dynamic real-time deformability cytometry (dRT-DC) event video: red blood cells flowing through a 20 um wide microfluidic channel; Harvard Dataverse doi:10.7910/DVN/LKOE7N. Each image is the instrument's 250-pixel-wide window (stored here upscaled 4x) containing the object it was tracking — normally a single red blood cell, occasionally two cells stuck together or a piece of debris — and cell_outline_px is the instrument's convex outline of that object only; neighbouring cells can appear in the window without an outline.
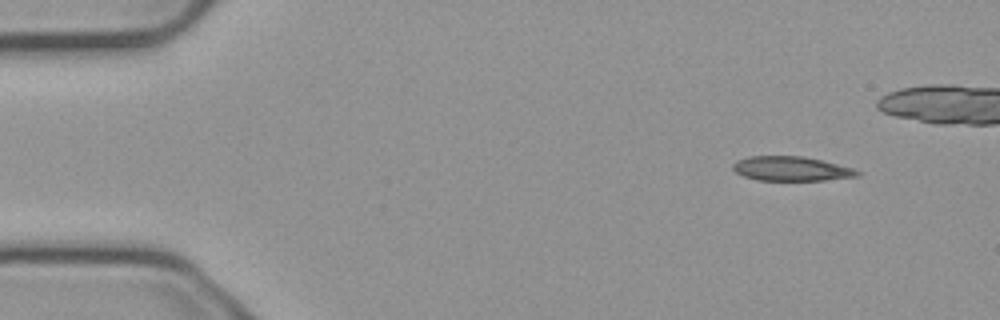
{"species": "common noctule bat (a hibernating species)", "species_latin": "Nyctalus noctula", "temperature_condition": "cold", "stored_images_in_passage": 8, "camera_frame_rate_fps": 3000, "um_per_image_px": 0.085, "animal": {"sex": "male", "body_mass_g": 23.1, "forearm_length_mm": 52.7}, "frame": {"image": 1, "passage_image": 1, "time_ms": 0.0, "image_size_px": [1000, 320], "cell_outline_px": [[864, 172], [860, 176], [824, 180], [756, 180], [744, 176], [736, 172], [732, 168], [732, 164], [736, 160], [748, 156], [804, 156], [852, 168]], "centroid_in_image_um": [67.25, 14.34], "position_along_channel_um": 17.7, "area_um2": 17.74}}